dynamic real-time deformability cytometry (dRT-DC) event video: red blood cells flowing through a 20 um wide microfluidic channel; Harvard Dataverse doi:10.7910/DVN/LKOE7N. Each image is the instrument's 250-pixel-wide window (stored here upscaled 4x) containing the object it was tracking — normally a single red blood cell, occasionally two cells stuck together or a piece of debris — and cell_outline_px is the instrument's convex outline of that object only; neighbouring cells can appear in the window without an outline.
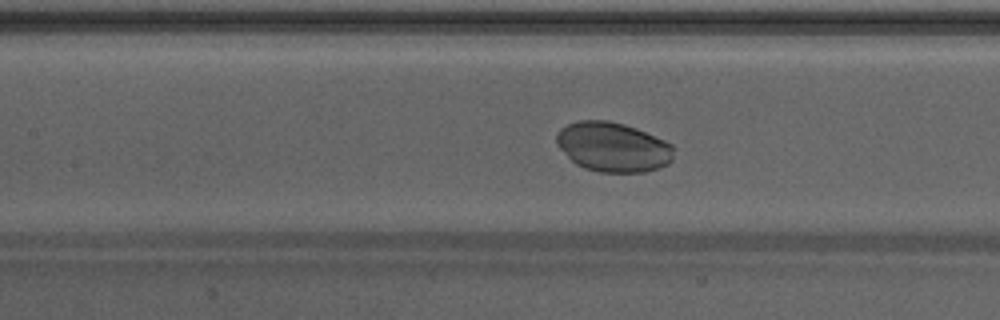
{"species": "Egyptian fruit bat (a non-hibernating species)", "species_latin": "Rousettus aegyptiacus", "temperature_condition": "warm", "stored_images_in_passage": 44, "camera_frame_rate_fps": 3000, "um_per_image_px": 0.085, "animal": {"sex": "male"}, "frame": {"image": 1, "passage_image": 23, "time_ms": 7.333, "image_size_px": [1000, 320], "cell_outline_px": [[676, 148], [672, 160], [668, 164], [660, 168], [644, 172], [600, 172], [584, 168], [576, 164], [556, 144], [556, 136], [560, 128], [568, 124], [580, 120], [608, 120], [624, 124], [636, 128], [664, 140], [672, 144]], "centroid_in_image_um": [52.13, 12.5], "position_along_channel_um": 155.3, "area_um2": 34.04}}
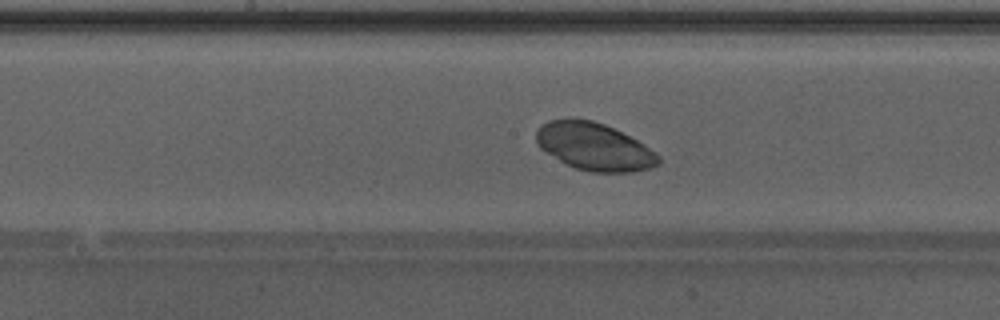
{"frame": {"image": 2, "passage_image": 26, "time_ms": 8.333, "image_size_px": [1000, 320], "cell_outline_px": [[660, 164], [652, 168], [632, 172], [592, 172], [576, 168], [544, 152], [536, 144], [536, 132], [548, 120], [572, 116], [592, 120], [604, 124], [644, 144], [656, 152], [660, 156]], "centroid_in_image_um": [50.5, 12.45], "position_along_channel_um": 197.7, "area_um2": 34.04}}
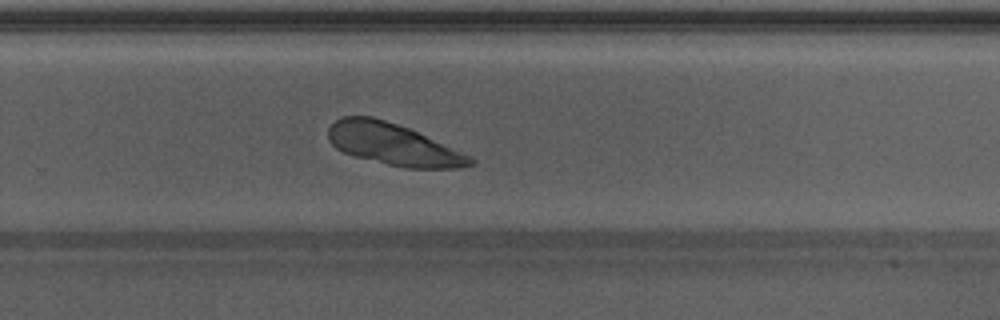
{"frame": {"image": 3, "passage_image": 33, "time_ms": 10.667, "image_size_px": [1000, 320], "cell_outline_px": [[476, 164], [460, 168], [404, 168], [356, 156], [344, 152], [336, 148], [328, 140], [328, 128], [336, 120], [344, 116], [372, 116], [408, 128], [472, 156], [476, 160]], "centroid_in_image_um": [33.45, 12.28], "position_along_channel_um": 296.4, "area_um2": 34.28}}